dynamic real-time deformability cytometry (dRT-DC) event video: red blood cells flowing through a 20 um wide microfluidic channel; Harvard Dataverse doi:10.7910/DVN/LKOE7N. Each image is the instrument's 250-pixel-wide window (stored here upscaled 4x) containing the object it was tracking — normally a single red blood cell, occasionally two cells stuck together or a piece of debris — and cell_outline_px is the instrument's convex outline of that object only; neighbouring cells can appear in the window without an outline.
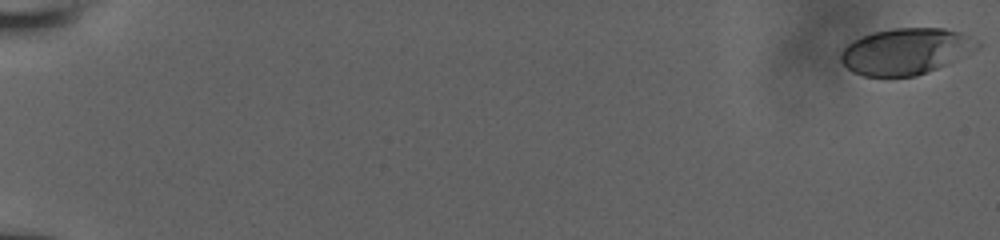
{"species": "human", "species_latin": "Homo sapiens", "temperature_condition": "room temperature", "stored_images_in_passage": 25, "camera_frame_rate_fps": 3000, "um_per_image_px": 0.085, "donor": {"sex": "male"}, "frame": {"image": 1, "passage_image": 1, "time_ms": 0.0, "image_size_px": [1000, 240], "cell_outline_px": [[980, 48], [956, 60], [928, 72], [916, 76], [864, 76], [852, 72], [840, 60], [840, 52], [852, 40], [872, 32], [892, 28], [944, 28], [960, 32], [968, 36], [980, 44]], "centroid_in_image_um": [76.98, 4.36], "position_along_channel_um": 8.0, "area_um2": 36.88}}
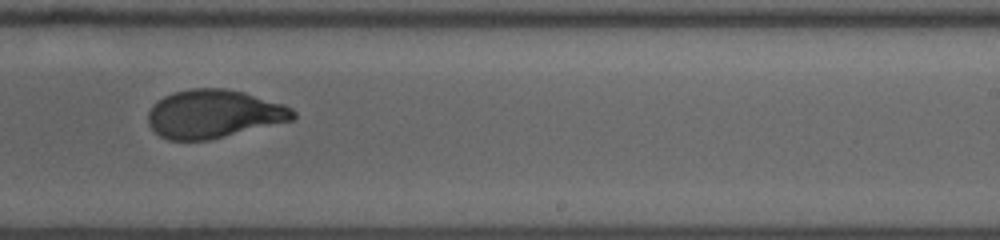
{"frame": {"image": 2, "passage_image": 14, "time_ms": 12.667, "image_size_px": [1000, 240], "cell_outline_px": [[296, 116], [292, 120], [208, 140], [168, 140], [160, 136], [148, 124], [148, 112], [152, 104], [156, 100], [172, 92], [192, 88], [224, 88], [244, 92], [284, 104], [292, 108], [296, 112]], "centroid_in_image_um": [18.14, 9.67], "position_along_channel_um": 270.9, "area_um2": 40.86}}
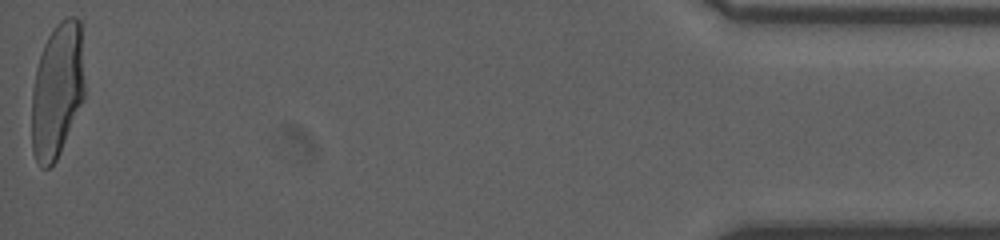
{"frame": {"image": 3, "passage_image": 25, "time_ms": 19.0, "image_size_px": [1000, 240], "cell_outline_px": [[84, 96], [60, 152], [56, 160], [48, 168], [40, 168], [32, 152], [32, 88], [36, 68], [44, 44], [52, 28], [60, 20], [68, 16], [76, 16], [80, 20], [84, 84]], "centroid_in_image_um": [4.84, 7.66], "position_along_channel_um": 430.4, "area_um2": 41.5}, "authors_computed_cell_mechanics": {"area_um2": 40.8646, "velocity_mm_per_s": 3.8411, "shape_relaxation_time_tau1_ms": 4.9775, "shape_relaxation_time_tau2_ms": null, "deformation_change_tau1": 0.2013, "deformation_change_tau2": null}}